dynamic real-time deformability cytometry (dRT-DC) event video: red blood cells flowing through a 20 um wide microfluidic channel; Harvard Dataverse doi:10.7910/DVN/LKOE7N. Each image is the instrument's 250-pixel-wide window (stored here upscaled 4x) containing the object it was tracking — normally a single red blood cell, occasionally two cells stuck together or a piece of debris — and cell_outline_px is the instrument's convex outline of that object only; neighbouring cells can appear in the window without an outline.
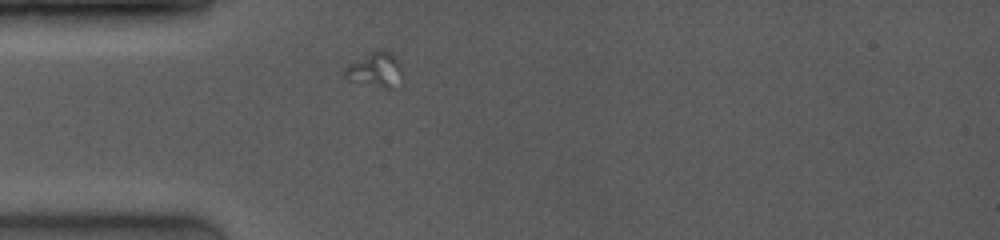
{"species": "common noctule bat (a hibernating species)", "species_latin": "Nyctalus noctula", "temperature_condition": "room temperature", "stored_images_in_passage": 2, "camera_frame_rate_fps": 4000, "um_per_image_px": 0.085, "animal": {"sex": "female", "body_mass_g": 19.0, "forearm_length_mm": 53.3}, "frame": {"image": 1, "passage_image": 1, "time_ms": 0.0, "image_size_px": [1000, 240], "cell_outline_px": [[396, 68], [392, 88], [384, 88], [348, 80], [340, 72], [344, 68], [372, 52], [380, 48], [384, 48], [392, 52], [396, 60]], "centroid_in_image_um": [31.73, 5.89], "position_along_channel_um": 53.3, "area_um2": 10.64}}